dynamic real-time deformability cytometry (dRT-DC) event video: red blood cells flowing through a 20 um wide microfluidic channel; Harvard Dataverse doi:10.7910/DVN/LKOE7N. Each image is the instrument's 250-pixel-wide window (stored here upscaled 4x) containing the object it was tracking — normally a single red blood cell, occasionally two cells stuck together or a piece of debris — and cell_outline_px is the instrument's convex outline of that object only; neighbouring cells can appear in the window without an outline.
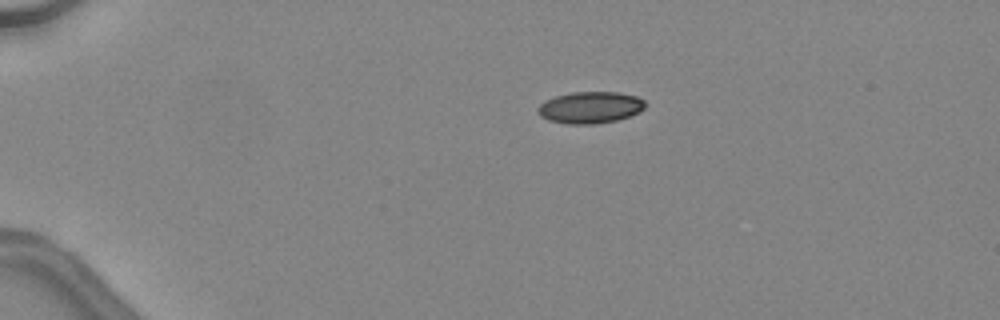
{"species": "common noctule bat (a hibernating species)", "species_latin": "Nyctalus noctula", "temperature_condition": "warm", "stored_images_in_passage": 37, "camera_frame_rate_fps": 3000, "um_per_image_px": 0.085, "animal": {"sex": "female", "body_mass_g": 24.6, "forearm_length_mm": 56.2}, "frame": {"image": 1, "passage_image": 1, "time_ms": 0.0, "image_size_px": [1000, 320], "cell_outline_px": [[644, 108], [640, 112], [616, 120], [596, 124], [568, 124], [548, 120], [540, 116], [536, 108], [544, 100], [556, 96], [572, 92], [620, 92], [636, 96], [644, 100]], "centroid_in_image_um": [50.14, 9.13], "position_along_channel_um": 34.9, "area_um2": 19.88}}
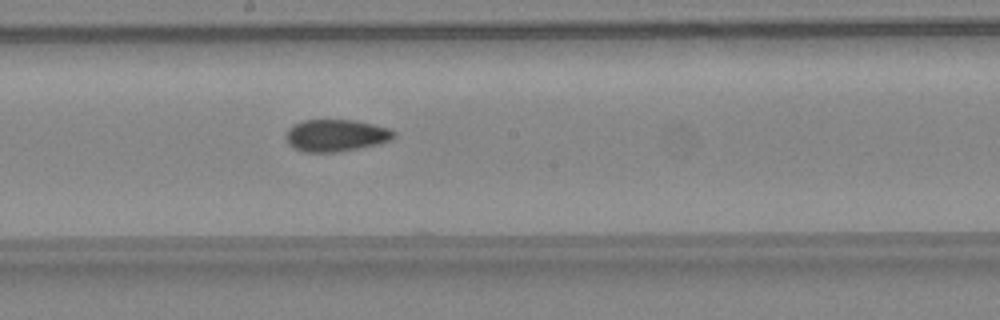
{"frame": {"image": 2, "passage_image": 18, "time_ms": 5.667, "image_size_px": [1000, 320], "cell_outline_px": [[396, 136], [388, 140], [376, 144], [336, 152], [304, 152], [288, 144], [284, 136], [288, 128], [292, 124], [304, 120], [352, 120], [372, 124], [388, 128], [396, 132]], "centroid_in_image_um": [28.49, 11.5], "position_along_channel_um": 219.7, "area_um2": 20.0}}
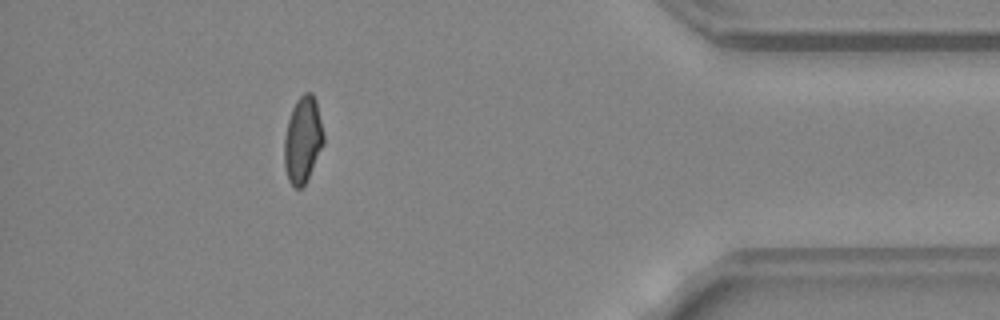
{"frame": {"image": 3, "passage_image": 33, "time_ms": 10.667, "image_size_px": [1000, 320], "cell_outline_px": [[324, 144], [304, 184], [300, 188], [296, 188], [288, 180], [284, 164], [284, 136], [288, 120], [292, 108], [296, 100], [304, 92], [312, 92], [316, 100], [324, 132]], "centroid_in_image_um": [25.73, 11.84], "position_along_channel_um": 409.5, "area_um2": 19.77}, "authors_computed_cell_mechanics": {"area_um2": 20.1722, "velocity_mm_per_s": 4.5589, "shape_relaxation_time_tau1_ms": null, "shape_relaxation_time_tau2_ms": 2.2159, "deformation_change_tau1": null, "deformation_change_tau2": 0.084}}